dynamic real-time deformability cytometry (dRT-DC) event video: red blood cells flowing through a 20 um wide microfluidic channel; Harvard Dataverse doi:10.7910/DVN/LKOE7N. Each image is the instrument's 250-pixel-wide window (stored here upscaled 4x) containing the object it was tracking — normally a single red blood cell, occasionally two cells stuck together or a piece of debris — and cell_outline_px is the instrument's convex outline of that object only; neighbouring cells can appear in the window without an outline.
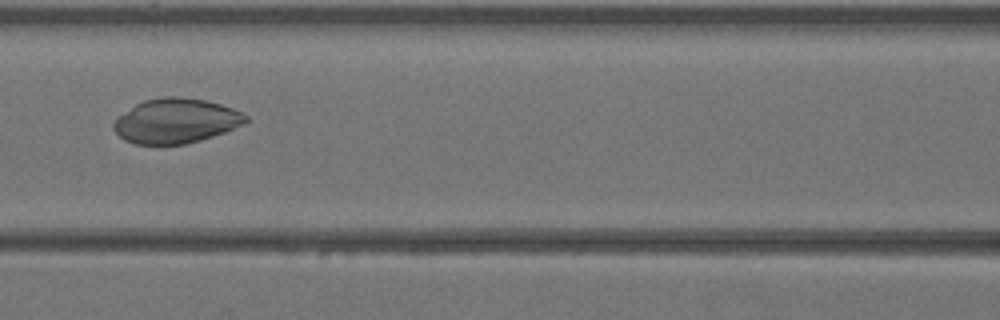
{"species": "Egyptian fruit bat (a non-hibernating species)", "species_latin": "Rousettus aegyptiacus", "temperature_condition": "warm", "stored_images_in_passage": 23, "camera_frame_rate_fps": 3000, "um_per_image_px": 0.085, "animal": {"sex": "female"}, "frame": {"image": 1, "passage_image": 11, "time_ms": 3.333, "image_size_px": [1000, 320], "cell_outline_px": [[248, 120], [244, 124], [224, 132], [200, 140], [184, 144], [136, 144], [124, 140], [112, 128], [112, 124], [120, 116], [136, 104], [144, 100], [164, 96], [176, 96], [204, 100], [220, 104], [232, 108], [248, 116]], "centroid_in_image_um": [14.95, 10.27], "position_along_channel_um": 151.6, "area_um2": 34.1}}
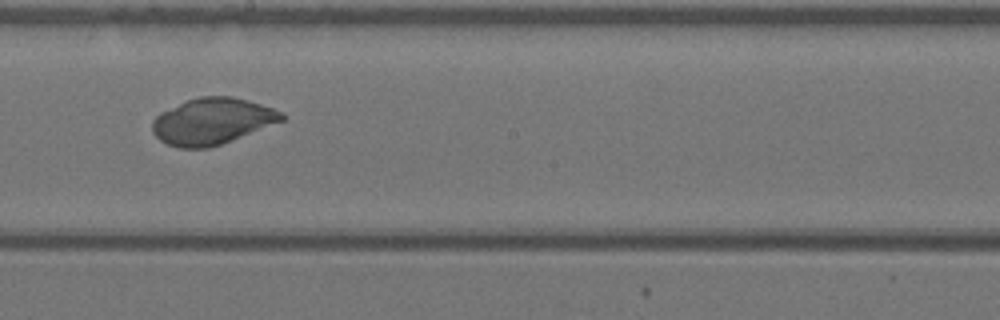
{"frame": {"image": 2, "passage_image": 16, "time_ms": 5.0, "image_size_px": [1000, 320], "cell_outline_px": [[288, 116], [284, 120], [220, 144], [208, 148], [180, 148], [168, 144], [160, 140], [152, 132], [152, 120], [160, 112], [188, 100], [200, 96], [232, 96], [248, 100], [272, 108]], "centroid_in_image_um": [18.02, 10.3], "position_along_channel_um": 230.2, "area_um2": 34.62}}
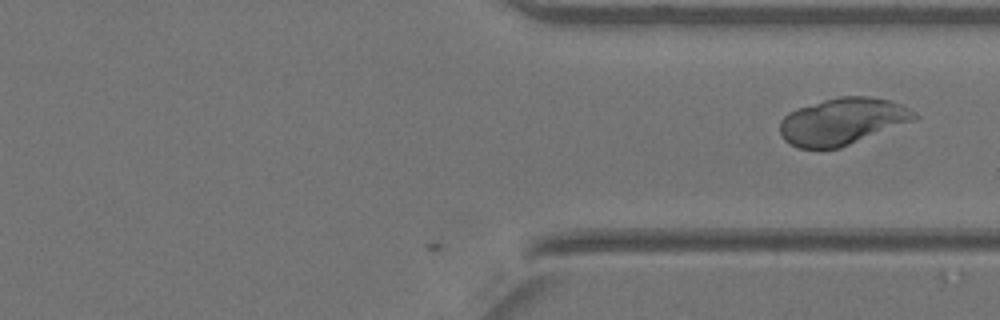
{"frame": {"image": 3, "passage_image": 23, "time_ms": 7.333, "image_size_px": [1000, 320], "cell_outline_px": [[920, 116], [916, 120], [840, 148], [796, 148], [788, 144], [780, 136], [780, 120], [788, 112], [796, 108], [824, 100], [840, 96], [868, 96], [888, 100], [900, 104], [916, 112]], "centroid_in_image_um": [71.59, 10.32], "position_along_channel_um": 339.8, "area_um2": 36.93}}